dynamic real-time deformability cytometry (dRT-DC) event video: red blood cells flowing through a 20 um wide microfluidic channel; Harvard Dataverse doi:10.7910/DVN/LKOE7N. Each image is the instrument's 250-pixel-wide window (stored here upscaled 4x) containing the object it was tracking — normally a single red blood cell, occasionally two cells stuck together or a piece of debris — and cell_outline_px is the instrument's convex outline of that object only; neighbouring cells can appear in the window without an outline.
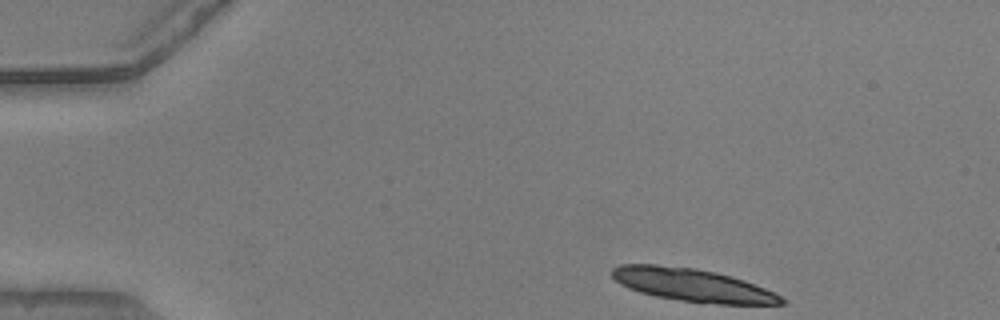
{"species": "common noctule bat (a hibernating species)", "species_latin": "Nyctalus noctula", "temperature_condition": "warm", "stored_images_in_passage": 5, "camera_frame_rate_fps": 3000, "um_per_image_px": 0.085, "animal": {"sex": "male", "body_mass_g": 20.5, "forearm_length_mm": 52.5}, "frame": {"image": 1, "passage_image": 1, "time_ms": 0.0, "image_size_px": [1000, 320], "cell_outline_px": [[788, 304], [700, 304], [656, 296], [640, 292], [628, 288], [620, 284], [612, 276], [612, 268], [620, 264], [656, 264], [696, 268], [716, 272], [764, 288], [788, 300]], "centroid_in_image_um": [58.83, 24.24], "position_along_channel_um": 26.2, "area_um2": 32.48}}